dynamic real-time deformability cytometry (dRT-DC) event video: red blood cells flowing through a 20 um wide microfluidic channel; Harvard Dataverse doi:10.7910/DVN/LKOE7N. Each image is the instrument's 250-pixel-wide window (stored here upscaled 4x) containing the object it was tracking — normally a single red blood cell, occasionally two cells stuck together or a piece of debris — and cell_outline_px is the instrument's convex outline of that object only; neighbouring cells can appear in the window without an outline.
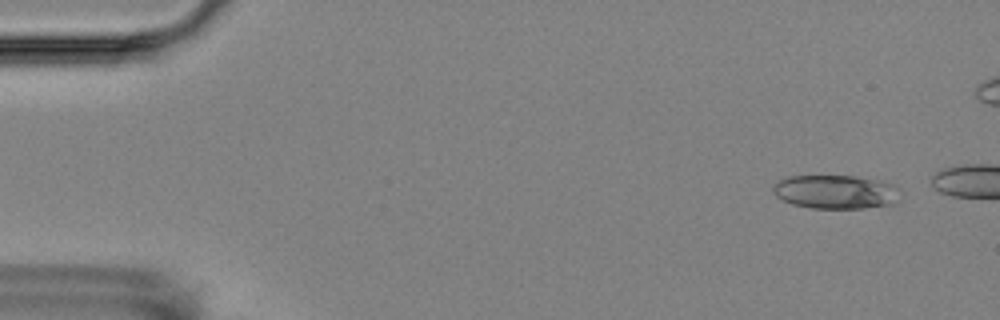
{"species": "Egyptian fruit bat (a non-hibernating species)", "species_latin": "Rousettus aegyptiacus", "temperature_condition": "room temperature", "stored_images_in_passage": 3, "camera_frame_rate_fps": 3000, "um_per_image_px": 0.085, "animal": {"sex": "female"}, "frame": {"image": 1, "passage_image": 1, "time_ms": 0.0, "image_size_px": [1000, 320], "cell_outline_px": [[896, 188], [892, 204], [864, 208], [812, 208], [792, 204], [776, 196], [772, 192], [772, 188], [780, 180], [788, 176], [856, 176], [892, 184]], "centroid_in_image_um": [70.92, 16.31], "position_along_channel_um": 14.1, "area_um2": 24.39}}